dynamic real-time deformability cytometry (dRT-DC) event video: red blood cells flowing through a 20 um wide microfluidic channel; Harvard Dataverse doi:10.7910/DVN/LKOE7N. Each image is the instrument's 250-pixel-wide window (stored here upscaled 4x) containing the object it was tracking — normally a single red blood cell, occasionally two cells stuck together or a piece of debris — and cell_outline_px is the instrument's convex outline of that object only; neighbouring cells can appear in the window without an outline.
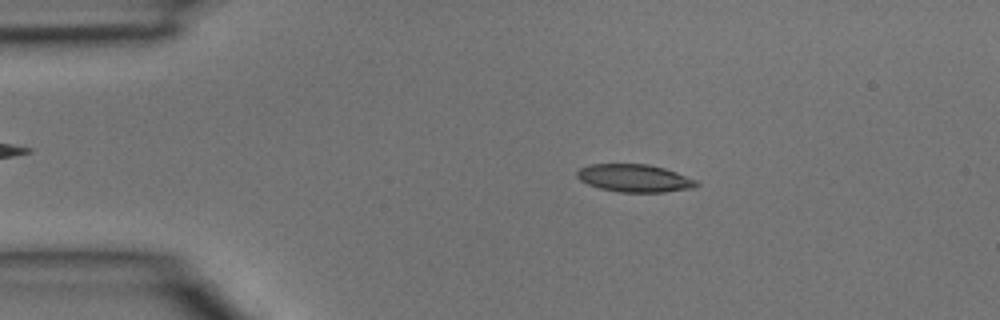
{"species": "common noctule bat (a hibernating species)", "species_latin": "Nyctalus noctula", "temperature_condition": "room temperature", "stored_images_in_passage": 3, "camera_frame_rate_fps": 3000, "um_per_image_px": 0.085, "animal": {"sex": "male", "body_mass_g": 15.6}, "frame": {"image": 1, "passage_image": 1, "time_ms": 0.0, "image_size_px": [1000, 320], "cell_outline_px": [[700, 184], [692, 188], [664, 192], [620, 192], [600, 188], [588, 184], [580, 180], [576, 176], [576, 172], [580, 168], [592, 164], [648, 164], [664, 168], [676, 172], [696, 180]], "centroid_in_image_um": [53.93, 15.14], "position_along_channel_um": 31.1, "area_um2": 19.19}}
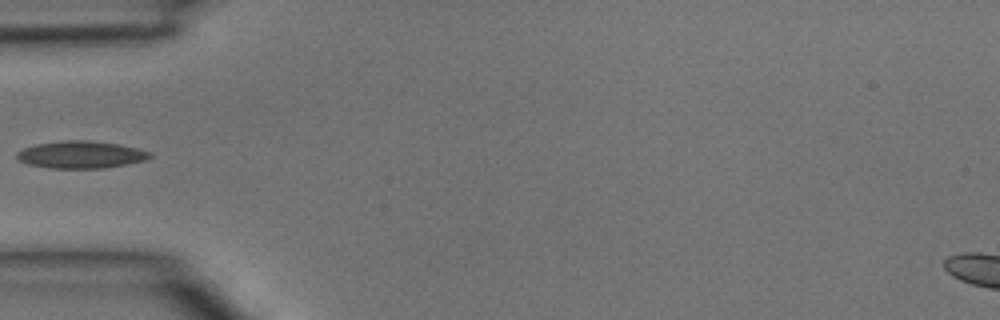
{"frame": {"image": 2, "passage_image": 3, "time_ms": 0.667, "image_size_px": [1000, 320], "cell_outline_px": [[152, 156], [144, 160], [128, 164], [104, 168], [48, 168], [28, 164], [20, 160], [16, 156], [16, 152], [24, 148], [36, 144], [60, 140], [92, 140], [120, 144], [152, 152]], "centroid_in_image_um": [6.88, 13.13], "position_along_channel_um": 78.1, "area_um2": 21.27}}